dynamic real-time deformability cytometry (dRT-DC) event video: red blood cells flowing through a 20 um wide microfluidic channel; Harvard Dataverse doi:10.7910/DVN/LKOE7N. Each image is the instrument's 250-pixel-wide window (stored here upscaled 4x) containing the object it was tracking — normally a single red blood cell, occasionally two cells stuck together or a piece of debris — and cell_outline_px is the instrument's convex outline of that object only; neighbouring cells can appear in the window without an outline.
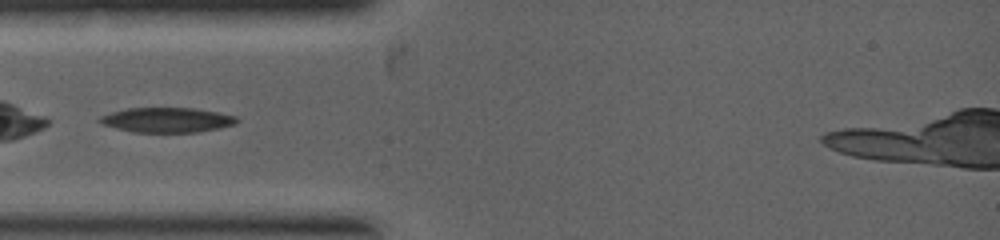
{"species": "common noctule bat (a hibernating species)", "species_latin": "Nyctalus noctula", "temperature_condition": "warm", "stored_images_in_passage": 3, "camera_frame_rate_fps": 5000, "um_per_image_px": 0.085, "animal": {"sex": "female", "body_mass_g": 19.0, "forearm_length_mm": 53.3}, "frame": {"image": 1, "passage_image": 2, "time_ms": 0.4, "image_size_px": [1000, 240], "cell_outline_px": [[240, 120], [236, 124], [220, 128], [196, 132], [132, 132], [100, 124], [96, 120], [100, 116], [112, 112], [128, 108], [196, 108], [236, 116]], "centroid_in_image_um": [14.18, 10.2], "position_along_channel_um": 70.8, "area_um2": 19.94}}